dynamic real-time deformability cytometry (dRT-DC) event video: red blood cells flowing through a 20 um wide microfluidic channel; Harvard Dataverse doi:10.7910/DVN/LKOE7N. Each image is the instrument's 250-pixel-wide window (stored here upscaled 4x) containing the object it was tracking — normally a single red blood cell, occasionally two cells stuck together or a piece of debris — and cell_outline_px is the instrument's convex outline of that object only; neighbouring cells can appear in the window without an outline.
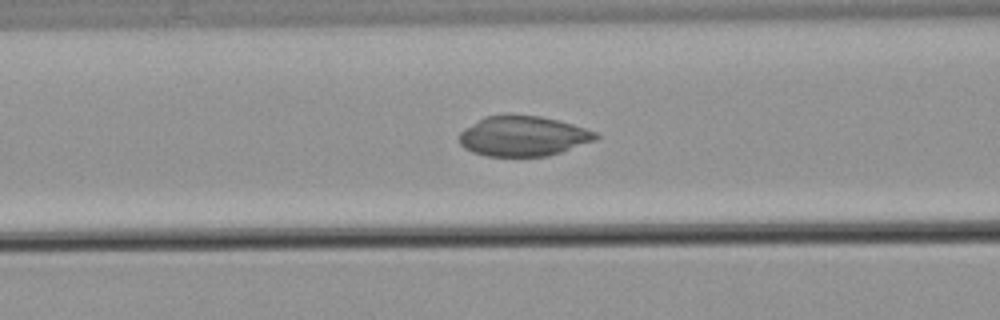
{"species": "common noctule bat (a hibernating species)", "species_latin": "Nyctalus noctula", "temperature_condition": "warm", "stored_images_in_passage": 53, "camera_frame_rate_fps": 3000, "um_per_image_px": 0.085, "animal": {"sex": "male", "body_mass_g": 21.5, "forearm_length_mm": 52.0}, "frame": {"image": 1, "passage_image": 17, "time_ms": 5.333, "image_size_px": [1000, 320], "cell_outline_px": [[600, 136], [596, 140], [548, 156], [488, 156], [472, 152], [464, 148], [460, 144], [460, 132], [464, 128], [484, 116], [508, 112], [540, 116], [572, 124], [596, 132]], "centroid_in_image_um": [44.43, 11.54], "position_along_channel_um": 122.2, "area_um2": 32.31}}
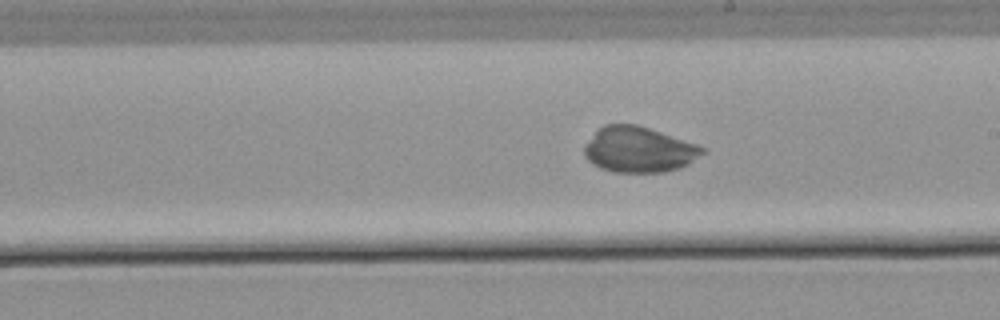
{"frame": {"image": 2, "passage_image": 27, "time_ms": 8.667, "image_size_px": [1000, 320], "cell_outline_px": [[708, 152], [688, 164], [680, 168], [664, 172], [612, 172], [600, 168], [592, 164], [584, 156], [584, 148], [596, 132], [604, 124], [636, 124], [696, 144], [704, 148]], "centroid_in_image_um": [54.32, 12.73], "position_along_channel_um": 234.7, "area_um2": 31.21}}
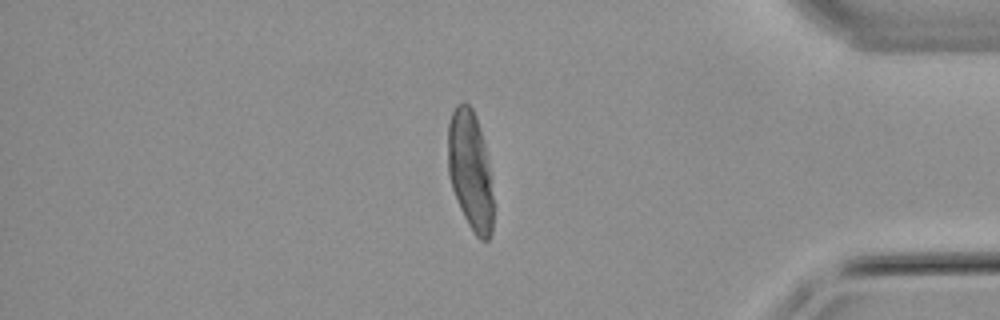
{"frame": {"image": 3, "passage_image": 44, "time_ms": 14.333, "image_size_px": [1000, 320], "cell_outline_px": [[492, 232], [488, 240], [480, 240], [472, 232], [460, 208], [452, 188], [448, 172], [448, 124], [452, 112], [456, 104], [464, 100], [472, 108], [476, 116], [484, 144], [488, 164], [492, 196]], "centroid_in_image_um": [39.95, 14.47], "position_along_channel_um": 395.3, "area_um2": 31.21}}